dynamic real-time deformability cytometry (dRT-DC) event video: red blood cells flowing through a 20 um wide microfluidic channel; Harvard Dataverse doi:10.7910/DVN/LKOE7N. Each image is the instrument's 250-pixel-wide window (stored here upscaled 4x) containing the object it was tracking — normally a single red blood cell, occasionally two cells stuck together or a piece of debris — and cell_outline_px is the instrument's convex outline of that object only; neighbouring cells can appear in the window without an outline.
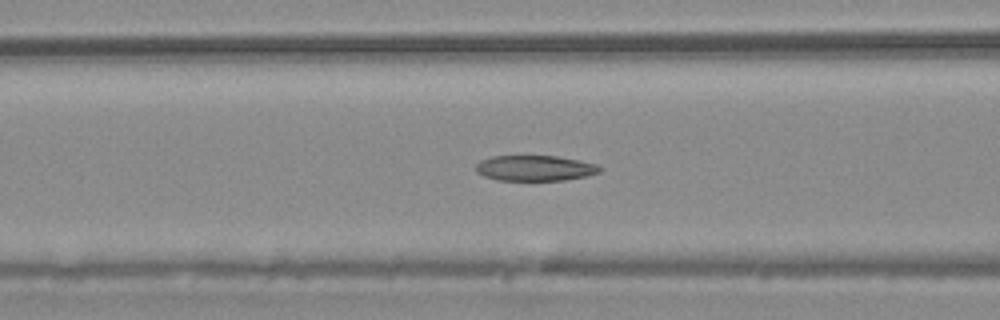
{"species": "common noctule bat (a hibernating species)", "species_latin": "Nyctalus noctula", "temperature_condition": "warm", "stored_images_in_passage": 54, "camera_frame_rate_fps": 3000, "um_per_image_px": 0.085, "animal": {"sex": "male", "body_mass_g": 20.4}, "frame": {"image": 1, "passage_image": 22, "time_ms": 7.0, "image_size_px": [1000, 320], "cell_outline_px": [[604, 168], [600, 172], [588, 176], [564, 180], [496, 180], [484, 176], [476, 172], [476, 164], [480, 160], [492, 156], [556, 156], [580, 160], [596, 164]], "centroid_in_image_um": [45.49, 14.29], "position_along_channel_um": 121.1, "area_um2": 18.55}}
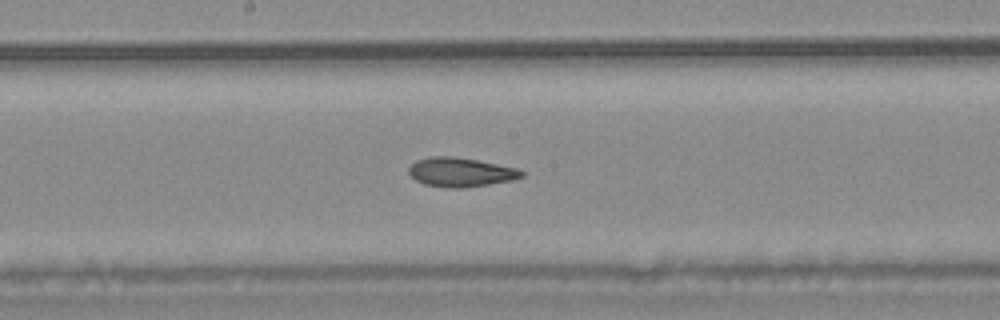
{"frame": {"image": 2, "passage_image": 29, "time_ms": 9.333, "image_size_px": [1000, 320], "cell_outline_px": [[524, 176], [512, 180], [464, 188], [444, 188], [424, 184], [416, 180], [408, 172], [408, 168], [416, 160], [432, 156], [452, 156], [476, 160], [516, 168], [524, 172]], "centroid_in_image_um": [39.12, 14.64], "position_along_channel_um": 209.1, "area_um2": 19.07}}
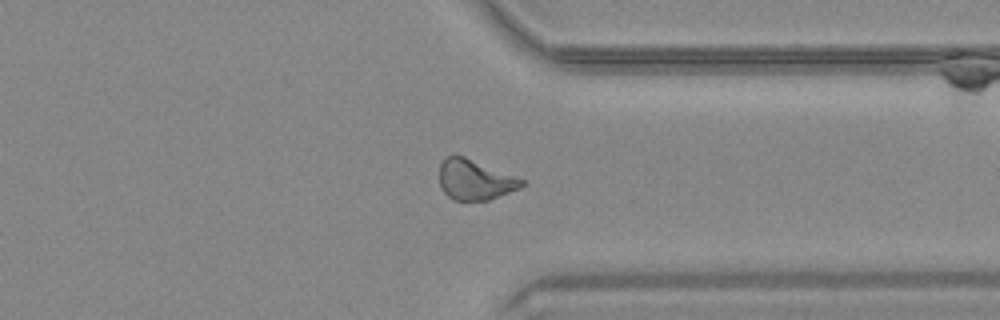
{"frame": {"image": 3, "passage_image": 42, "time_ms": 13.667, "image_size_px": [1000, 320], "cell_outline_px": [[524, 184], [520, 188], [488, 200], [452, 200], [440, 188], [440, 164], [444, 156], [464, 156], [524, 180]], "centroid_in_image_um": [40.33, 15.28], "position_along_channel_um": 371.1, "area_um2": 19.07}, "authors_computed_cell_mechanics": {"area_um2": 19.8832, "velocity_mm_per_s": 3.7609, "shape_relaxation_time_tau1_ms": null, "shape_relaxation_time_tau2_ms": 3.3226, "deformation_change_tau1": null, "deformation_change_tau2": 0.1028}}